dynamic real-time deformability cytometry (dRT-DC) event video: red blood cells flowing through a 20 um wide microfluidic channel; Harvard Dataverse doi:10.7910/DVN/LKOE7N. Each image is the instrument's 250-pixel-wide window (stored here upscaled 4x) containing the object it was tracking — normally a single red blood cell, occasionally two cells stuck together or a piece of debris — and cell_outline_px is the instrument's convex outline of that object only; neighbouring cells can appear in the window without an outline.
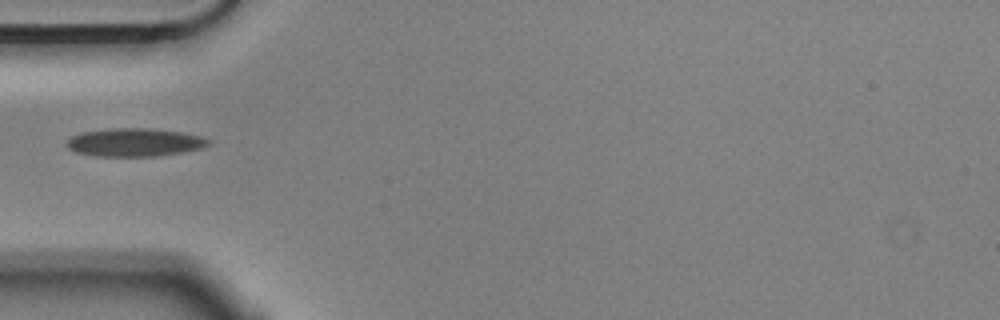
{"species": "Egyptian fruit bat (a non-hibernating species)", "species_latin": "Rousettus aegyptiacus", "temperature_condition": "cold", "stored_images_in_passage": 5, "camera_frame_rate_fps": 3000, "um_per_image_px": 0.085, "animal": {"sex": "male"}, "frame": {"image": 1, "passage_image": 5, "time_ms": 1.333, "image_size_px": [1000, 320], "cell_outline_px": [[212, 144], [200, 148], [180, 152], [156, 156], [92, 156], [76, 152], [68, 148], [64, 144], [72, 136], [80, 132], [116, 128], [148, 128], [180, 132], [204, 136], [212, 140]], "centroid_in_image_um": [11.44, 12.1], "position_along_channel_um": 73.6, "area_um2": 23.35}}